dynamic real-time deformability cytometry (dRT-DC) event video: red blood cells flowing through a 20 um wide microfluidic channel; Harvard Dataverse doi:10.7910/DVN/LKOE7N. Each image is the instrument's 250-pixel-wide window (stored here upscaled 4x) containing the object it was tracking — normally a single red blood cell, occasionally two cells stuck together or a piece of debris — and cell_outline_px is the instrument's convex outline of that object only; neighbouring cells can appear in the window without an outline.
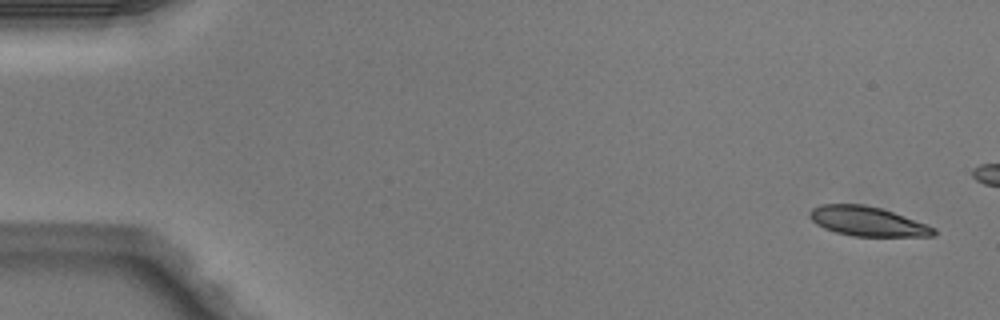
{"species": "Egyptian fruit bat (a non-hibernating species)", "species_latin": "Rousettus aegyptiacus", "temperature_condition": "warm", "stored_images_in_passage": 4, "camera_frame_rate_fps": 3000, "um_per_image_px": 0.085, "animal": {"sex": "male"}, "frame": {"image": 1, "passage_image": 1, "time_ms": 0.0, "image_size_px": [1000, 320], "cell_outline_px": [[936, 236], [852, 236], [836, 232], [824, 228], [816, 224], [808, 216], [808, 212], [812, 208], [820, 204], [864, 204], [880, 208], [928, 224], [936, 228]], "centroid_in_image_um": [73.72, 18.81], "position_along_channel_um": 11.3, "area_um2": 21.39}}